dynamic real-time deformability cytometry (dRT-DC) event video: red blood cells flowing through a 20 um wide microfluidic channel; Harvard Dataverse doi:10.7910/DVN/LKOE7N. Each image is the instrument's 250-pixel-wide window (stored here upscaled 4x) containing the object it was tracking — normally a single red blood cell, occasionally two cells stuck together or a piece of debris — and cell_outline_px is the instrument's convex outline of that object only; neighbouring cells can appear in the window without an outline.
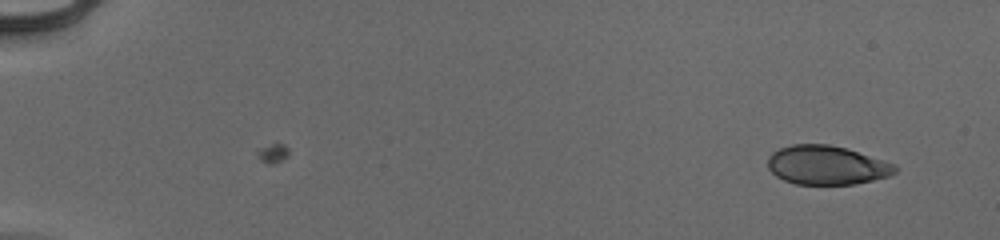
{"species": "human", "species_latin": "Homo sapiens", "temperature_condition": "cold", "stored_images_in_passage": 51, "camera_frame_rate_fps": 3000, "um_per_image_px": 0.085, "donor": {"sex": "male"}, "frame": {"image": 1, "passage_image": 1, "time_ms": 0.0, "image_size_px": [1000, 240], "cell_outline_px": [[896, 172], [888, 176], [856, 184], [796, 184], [784, 180], [776, 176], [768, 168], [768, 156], [772, 152], [780, 148], [792, 144], [828, 144], [848, 148], [896, 164]], "centroid_in_image_um": [70.27, 14.03], "position_along_channel_um": 14.7, "area_um2": 29.02}}
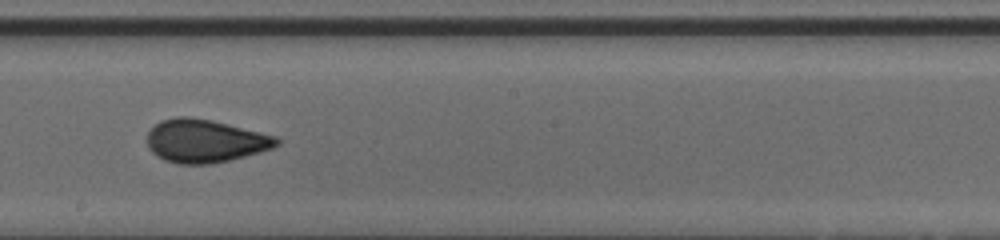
{"frame": {"image": 2, "passage_image": 30, "time_ms": 9.667, "image_size_px": [1000, 240], "cell_outline_px": [[280, 144], [272, 148], [260, 152], [228, 160], [208, 164], [180, 164], [164, 160], [156, 156], [148, 148], [148, 132], [160, 120], [176, 116], [188, 116], [212, 120], [276, 136], [280, 140]], "centroid_in_image_um": [17.41, 11.97], "position_along_channel_um": 230.8, "area_um2": 32.48}}
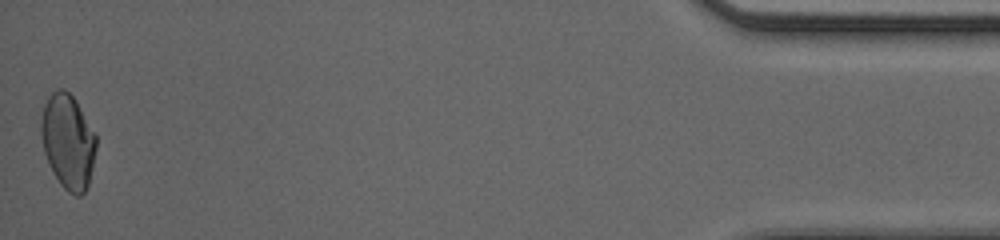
{"frame": {"image": 3, "passage_image": 51, "time_ms": 16.667, "image_size_px": [1000, 240], "cell_outline_px": [[96, 148], [92, 168], [88, 184], [84, 192], [80, 196], [76, 196], [68, 192], [60, 184], [44, 152], [40, 132], [40, 120], [44, 104], [48, 96], [56, 88], [64, 88], [72, 96], [96, 132]], "centroid_in_image_um": [5.77, 11.99], "position_along_channel_um": 429.4, "area_um2": 30.35}, "authors_computed_cell_mechanics": {"area_um2": 31.2698, "velocity_mm_per_s": 3.9667, "shape_relaxation_time_tau1_ms": 5.4266, "shape_relaxation_time_tau2_ms": 0.7002, "deformation_change_tau1": 0.1425, "deformation_change_tau2": 0.0459}}